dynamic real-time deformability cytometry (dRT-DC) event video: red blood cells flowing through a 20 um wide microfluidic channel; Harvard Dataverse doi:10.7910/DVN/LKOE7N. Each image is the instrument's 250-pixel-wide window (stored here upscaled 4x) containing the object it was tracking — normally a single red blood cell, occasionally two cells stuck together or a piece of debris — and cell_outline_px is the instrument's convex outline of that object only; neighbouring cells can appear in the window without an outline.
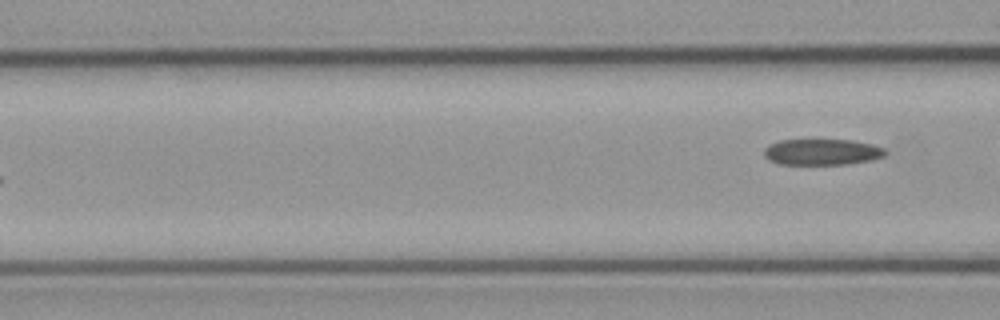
{"species": "common noctule bat (a hibernating species)", "species_latin": "Nyctalus noctula", "temperature_condition": "cold", "stored_images_in_passage": 7, "segment_of_instrument_passage": [2, 2], "camera_frame_rate_fps": 3000, "um_per_image_px": 0.085, "animal": {"sex": "male", "body_mass_g": 23.1, "forearm_length_mm": 52.7}, "frame": {"image": 1, "passage_image": 7, "time_ms": 7.667, "image_size_px": [1000, 320], "cell_outline_px": [[888, 152], [884, 156], [872, 160], [848, 164], [780, 164], [768, 160], [764, 156], [764, 148], [780, 140], [852, 140], [872, 144], [884, 148]], "centroid_in_image_um": [69.9, 12.92], "position_along_channel_um": 96.7, "area_um2": 18.44}}